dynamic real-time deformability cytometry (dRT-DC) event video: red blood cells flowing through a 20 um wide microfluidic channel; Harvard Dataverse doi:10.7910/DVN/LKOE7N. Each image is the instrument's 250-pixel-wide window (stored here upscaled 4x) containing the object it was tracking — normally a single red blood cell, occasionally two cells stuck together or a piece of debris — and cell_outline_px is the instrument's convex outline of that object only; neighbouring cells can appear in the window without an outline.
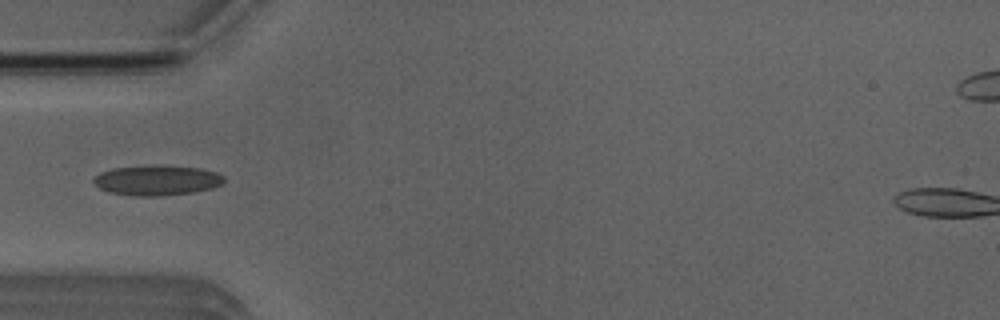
{"species": "Egyptian fruit bat (a non-hibernating species)", "species_latin": "Rousettus aegyptiacus", "temperature_condition": "room temperature", "stored_images_in_passage": 4, "camera_frame_rate_fps": 3000, "um_per_image_px": 0.085, "animal": {"sex": "male"}, "frame": {"image": 1, "passage_image": 4, "time_ms": 4.333, "image_size_px": [1000, 320], "cell_outline_px": [[224, 180], [220, 184], [212, 188], [192, 192], [160, 196], [132, 196], [108, 192], [92, 184], [92, 180], [100, 172], [112, 168], [152, 164], [164, 164], [200, 168], [216, 172], [224, 176]], "centroid_in_image_um": [13.29, 15.3], "position_along_channel_um": 71.7, "area_um2": 23.35}}